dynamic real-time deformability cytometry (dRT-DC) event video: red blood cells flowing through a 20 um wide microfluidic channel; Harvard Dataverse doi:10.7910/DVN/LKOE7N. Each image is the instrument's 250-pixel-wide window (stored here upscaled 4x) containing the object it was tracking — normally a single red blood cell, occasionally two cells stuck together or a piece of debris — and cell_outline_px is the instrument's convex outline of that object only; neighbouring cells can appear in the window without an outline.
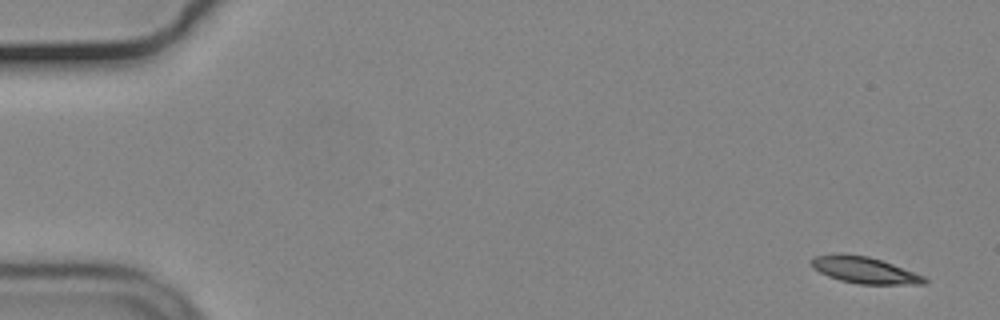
{"species": "common noctule bat (a hibernating species)", "species_latin": "Nyctalus noctula", "temperature_condition": "cold", "stored_images_in_passage": 54, "camera_frame_rate_fps": 3000, "um_per_image_px": 0.085, "animal": {"sex": "male", "body_mass_g": 19.2, "forearm_length_mm": 51.8}, "frame": {"image": 1, "passage_image": 1, "time_ms": 0.0, "image_size_px": [1000, 320], "cell_outline_px": [[928, 280], [924, 284], [860, 284], [840, 280], [828, 276], [812, 268], [808, 260], [816, 256], [836, 252], [844, 252], [868, 256], [892, 264], [924, 276]], "centroid_in_image_um": [73.4, 22.93], "position_along_channel_um": 11.6, "area_um2": 17.63}}
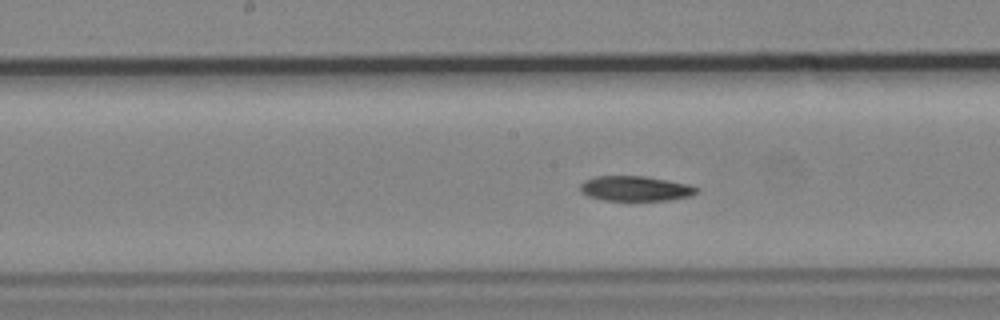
{"frame": {"image": 2, "passage_image": 27, "time_ms": 8.667, "image_size_px": [1000, 320], "cell_outline_px": [[700, 192], [692, 196], [668, 200], [604, 200], [588, 196], [580, 192], [580, 184], [584, 180], [596, 176], [644, 176], [668, 180], [688, 184], [700, 188]], "centroid_in_image_um": [54.04, 16.02], "position_along_channel_um": 194.2, "area_um2": 17.11}}
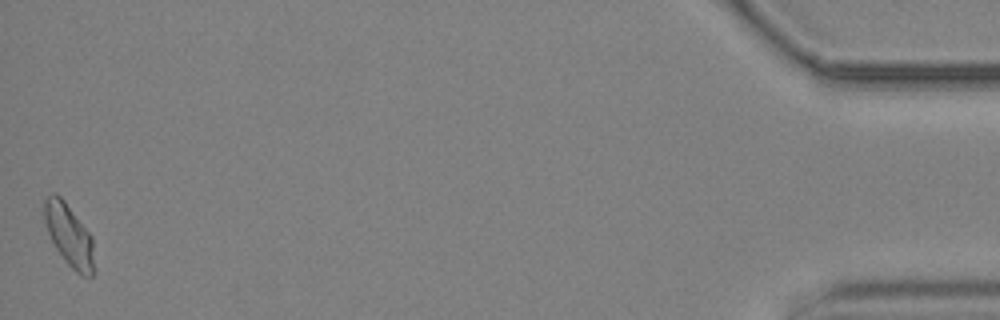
{"frame": {"image": 3, "passage_image": 54, "time_ms": 17.667, "image_size_px": [1000, 320], "cell_outline_px": [[92, 276], [80, 276], [64, 260], [56, 248], [48, 232], [44, 220], [44, 200], [52, 192], [56, 192], [64, 200], [92, 236]], "centroid_in_image_um": [5.84, 19.95], "position_along_channel_um": 429.4, "area_um2": 17.69}, "authors_computed_cell_mechanics": {"area_um2": 17.4845, "velocity_mm_per_s": 3.6733, "shape_relaxation_time_tau1_ms": 11.3828, "shape_relaxation_time_tau2_ms": null, "deformation_change_tau1": 0.208, "deformation_change_tau2": null}}